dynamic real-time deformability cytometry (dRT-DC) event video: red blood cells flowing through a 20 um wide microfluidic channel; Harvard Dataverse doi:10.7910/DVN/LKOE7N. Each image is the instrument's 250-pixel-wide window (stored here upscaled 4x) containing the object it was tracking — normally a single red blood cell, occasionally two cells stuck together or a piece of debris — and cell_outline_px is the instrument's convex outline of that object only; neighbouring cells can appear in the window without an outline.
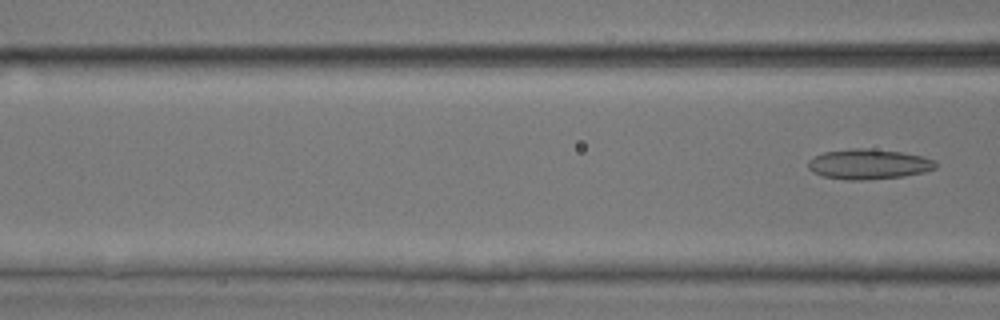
{"species": "common noctule bat (a hibernating species)", "species_latin": "Nyctalus noctula", "temperature_condition": "room temperature", "stored_images_in_passage": 5, "segment_of_instrument_passage": [2, 2], "camera_frame_rate_fps": 3000, "um_per_image_px": 0.085, "animal": {"sex": "male", "body_mass_g": 17.9, "forearm_length_mm": 54.2}, "frame": {"image": 1, "passage_image": 5, "time_ms": 1.333, "image_size_px": [1000, 320], "cell_outline_px": [[936, 168], [924, 172], [904, 176], [860, 180], [844, 180], [824, 176], [812, 172], [808, 168], [808, 160], [824, 152], [852, 148], [864, 148], [900, 152], [920, 156], [936, 160]], "centroid_in_image_um": [73.82, 13.96], "position_along_channel_um": 92.8, "area_um2": 22.25}}